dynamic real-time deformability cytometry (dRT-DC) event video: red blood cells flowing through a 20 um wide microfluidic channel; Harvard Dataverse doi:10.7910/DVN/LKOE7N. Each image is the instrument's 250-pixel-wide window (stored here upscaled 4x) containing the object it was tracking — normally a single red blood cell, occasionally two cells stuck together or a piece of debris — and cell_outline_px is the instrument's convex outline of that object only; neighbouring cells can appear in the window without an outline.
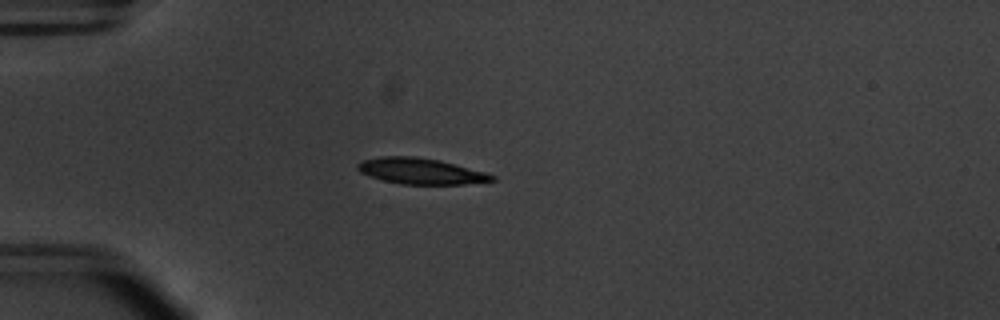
{"species": "common noctule bat (a hibernating species)", "species_latin": "Nyctalus noctula", "temperature_condition": "warm", "stored_images_in_passage": 46, "camera_frame_rate_fps": 3000, "um_per_image_px": 0.085, "animal": {"sex": "male", "body_mass_g": 20.1, "forearm_length_mm": 53.5}, "frame": {"image": 1, "passage_image": 7, "time_ms": 2.0, "image_size_px": [1000, 320], "cell_outline_px": [[496, 180], [464, 184], [404, 184], [384, 180], [360, 172], [356, 168], [356, 164], [364, 160], [380, 156], [416, 156], [440, 160], [484, 172], [496, 176]], "centroid_in_image_um": [35.76, 14.53], "position_along_channel_um": 49.2, "area_um2": 20.11}}
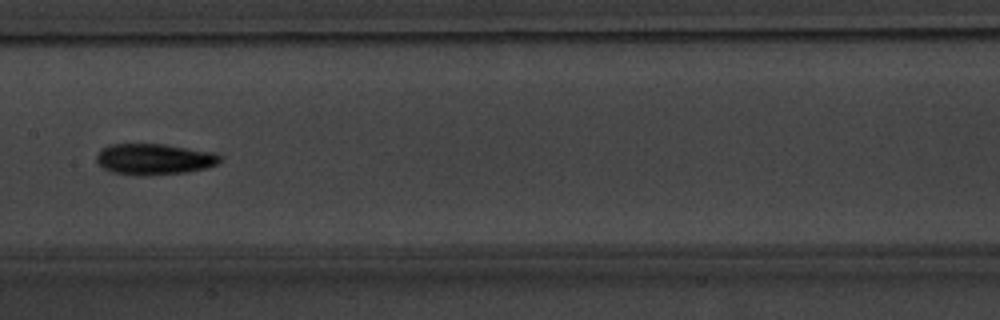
{"frame": {"image": 2, "passage_image": 20, "time_ms": 6.333, "image_size_px": [1000, 320], "cell_outline_px": [[224, 156], [216, 164], [208, 168], [188, 172], [144, 176], [136, 176], [112, 172], [104, 168], [96, 160], [96, 156], [108, 144], [164, 144], [216, 152]], "centroid_in_image_um": [13.16, 13.53], "position_along_channel_um": 194.2, "area_um2": 22.6}}
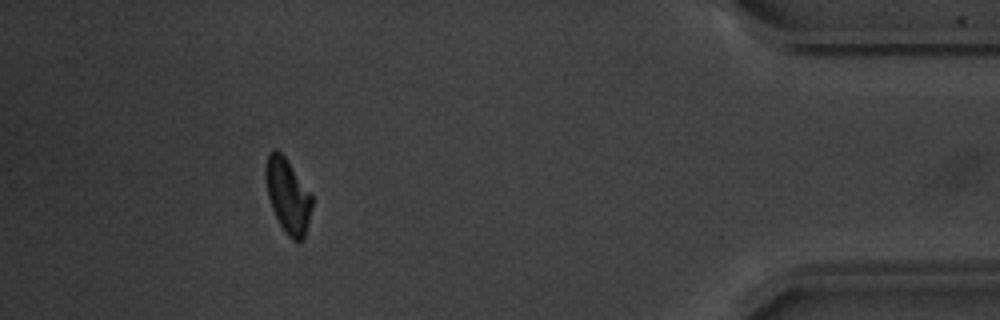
{"frame": {"image": 3, "passage_image": 41, "time_ms": 13.333, "image_size_px": [1000, 320], "cell_outline_px": [[312, 208], [304, 240], [292, 240], [284, 232], [272, 208], [268, 196], [264, 180], [264, 168], [268, 152], [276, 148], [284, 156], [312, 196]], "centroid_in_image_um": [24.43, 16.64], "position_along_channel_um": 410.8, "area_um2": 20.06}, "authors_computed_cell_mechanics": {"area_um2": 20.8369, "velocity_mm_per_s": 3.7789, "shape_relaxation_time_tau1_ms": 2.6005, "shape_relaxation_time_tau2_ms": null, "deformation_change_tau1": 0.1374, "deformation_change_tau2": null}}